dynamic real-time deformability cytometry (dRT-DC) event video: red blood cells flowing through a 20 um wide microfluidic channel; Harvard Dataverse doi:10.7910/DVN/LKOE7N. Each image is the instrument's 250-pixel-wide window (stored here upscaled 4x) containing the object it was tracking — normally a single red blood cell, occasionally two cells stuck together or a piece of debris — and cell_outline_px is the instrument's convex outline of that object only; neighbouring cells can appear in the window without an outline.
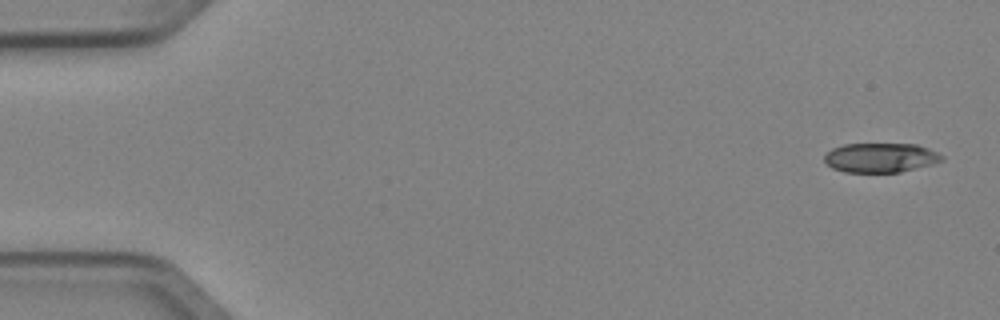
{"species": "Egyptian fruit bat (a non-hibernating species)", "species_latin": "Rousettus aegyptiacus", "temperature_condition": "cold", "stored_images_in_passage": 6, "camera_frame_rate_fps": 3000, "um_per_image_px": 0.085, "animal": {"sex": "female"}, "frame": {"image": 1, "passage_image": 1, "time_ms": 0.0, "image_size_px": [1000, 320], "cell_outline_px": [[944, 160], [932, 164], [900, 172], [844, 172], [832, 168], [824, 160], [824, 156], [832, 148], [844, 144], [916, 144], [928, 148], [944, 156]], "centroid_in_image_um": [74.85, 13.4], "position_along_channel_um": 10.2, "area_um2": 20.11}}
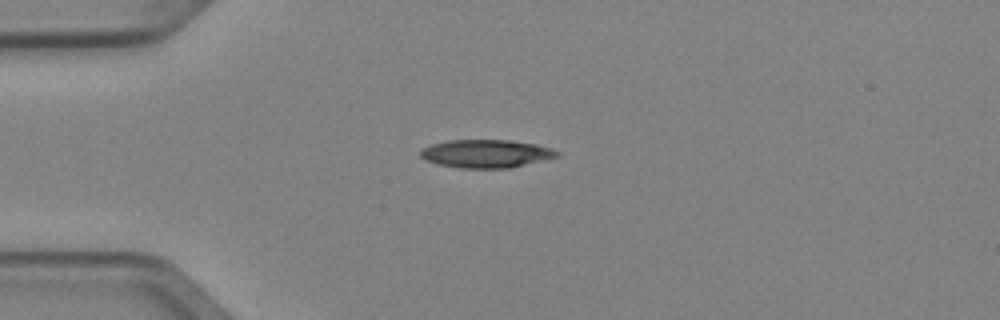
{"frame": {"image": 2, "passage_image": 4, "time_ms": 1.0, "image_size_px": [1000, 320], "cell_outline_px": [[560, 156], [512, 168], [460, 168], [436, 164], [424, 160], [420, 156], [420, 152], [424, 148], [432, 144], [448, 140], [508, 140], [536, 144], [552, 148], [560, 152]], "centroid_in_image_um": [41.34, 13.07], "position_along_channel_um": 43.7, "area_um2": 22.54}}
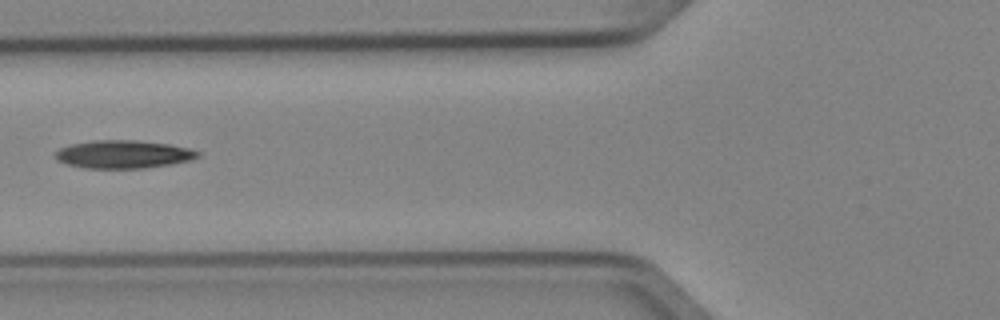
{"frame": {"image": 3, "passage_image": 6, "time_ms": 1.667, "image_size_px": [1000, 320], "cell_outline_px": [[200, 156], [192, 160], [172, 164], [144, 168], [88, 168], [68, 164], [56, 160], [56, 152], [60, 148], [72, 144], [92, 140], [136, 140], [168, 144], [188, 148], [200, 152]], "centroid_in_image_um": [10.52, 13.11], "position_along_channel_um": 115.3, "area_um2": 23.18}}